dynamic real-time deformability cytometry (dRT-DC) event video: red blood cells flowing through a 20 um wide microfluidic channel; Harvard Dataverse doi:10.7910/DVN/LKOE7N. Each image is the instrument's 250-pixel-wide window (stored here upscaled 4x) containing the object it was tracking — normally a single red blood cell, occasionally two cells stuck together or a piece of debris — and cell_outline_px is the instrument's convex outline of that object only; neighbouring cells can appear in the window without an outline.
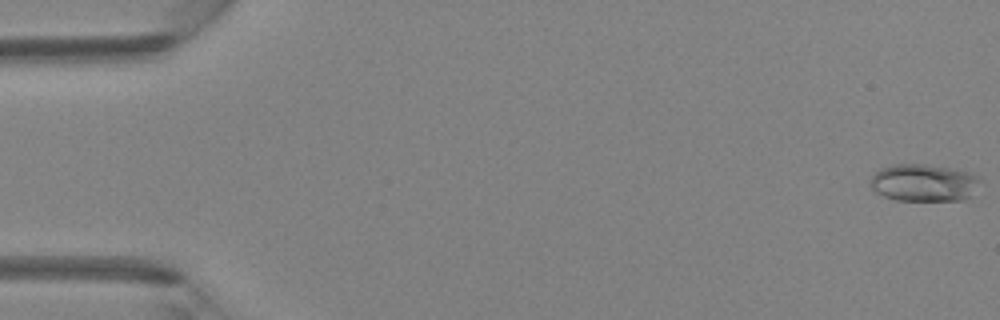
{"species": "Egyptian fruit bat (a non-hibernating species)", "species_latin": "Rousettus aegyptiacus", "temperature_condition": "room temperature", "stored_images_in_passage": 5, "camera_frame_rate_fps": 3000, "um_per_image_px": 0.085, "animal": {"sex": "female"}, "frame": {"image": 1, "passage_image": 1, "time_ms": 0.0, "image_size_px": [1000, 320], "cell_outline_px": [[980, 180], [968, 196], [964, 200], [896, 200], [884, 196], [876, 192], [872, 188], [872, 176], [880, 168], [892, 164], [924, 164], [956, 168], [980, 176]], "centroid_in_image_um": [78.51, 15.51], "position_along_channel_um": 6.5, "area_um2": 23.7}}
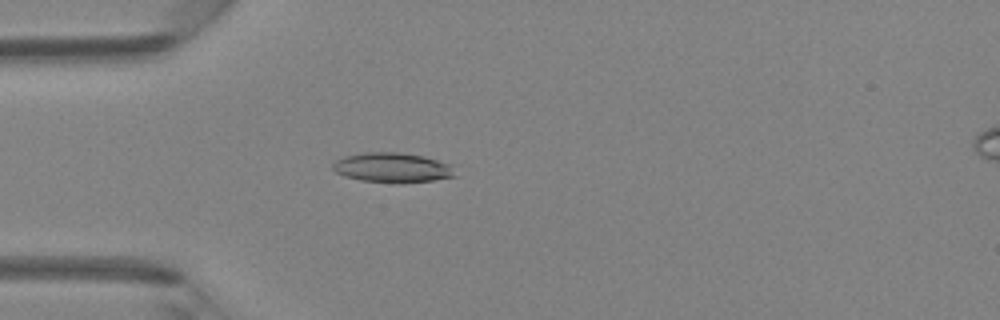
{"frame": {"image": 2, "passage_image": 5, "time_ms": 4.333, "image_size_px": [1000, 320], "cell_outline_px": [[456, 176], [432, 180], [360, 180], [344, 176], [336, 172], [332, 168], [332, 164], [336, 160], [344, 156], [364, 152], [396, 152], [424, 156], [452, 164]], "centroid_in_image_um": [33.33, 14.19], "position_along_channel_um": 51.7, "area_um2": 20.4}}